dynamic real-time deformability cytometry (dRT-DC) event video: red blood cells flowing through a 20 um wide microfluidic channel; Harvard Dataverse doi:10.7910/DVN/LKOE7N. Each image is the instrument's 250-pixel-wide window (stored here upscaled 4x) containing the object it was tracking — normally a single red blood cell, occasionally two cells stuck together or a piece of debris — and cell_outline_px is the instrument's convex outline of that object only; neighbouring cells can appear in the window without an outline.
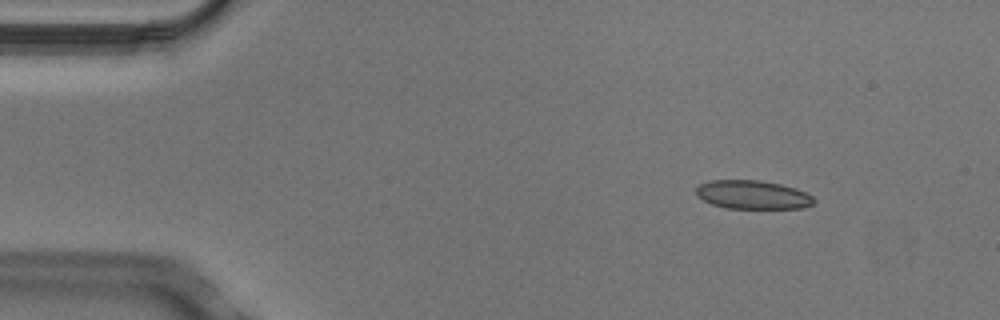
{"species": "Egyptian fruit bat (a non-hibernating species)", "species_latin": "Rousettus aegyptiacus", "temperature_condition": "cold", "stored_images_in_passage": 4, "camera_frame_rate_fps": 3000, "um_per_image_px": 0.085, "animal": {"sex": "male"}, "frame": {"image": 1, "passage_image": 2, "time_ms": 0.333, "image_size_px": [1000, 320], "cell_outline_px": [[816, 200], [812, 204], [804, 208], [724, 208], [712, 204], [696, 196], [696, 188], [700, 184], [708, 180], [760, 180], [780, 184], [796, 188], [812, 196]], "centroid_in_image_um": [63.96, 16.55], "position_along_channel_um": 21.0, "area_um2": 19.71}}